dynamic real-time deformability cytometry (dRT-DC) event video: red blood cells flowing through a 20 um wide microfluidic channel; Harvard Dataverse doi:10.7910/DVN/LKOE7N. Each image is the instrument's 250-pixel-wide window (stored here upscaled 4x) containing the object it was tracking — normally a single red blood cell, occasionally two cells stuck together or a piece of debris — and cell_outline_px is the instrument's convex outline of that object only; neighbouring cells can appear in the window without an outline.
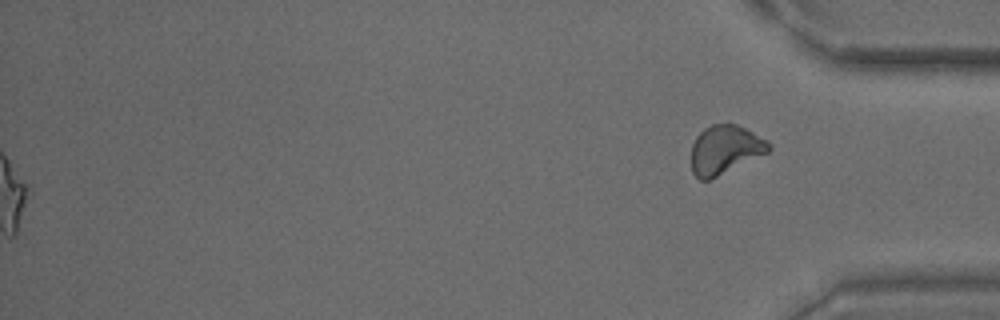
{"species": "common noctule bat (a hibernating species)", "species_latin": "Nyctalus noctula", "temperature_condition": "warm", "stored_images_in_passage": 52, "segment_of_instrument_passage": [2, 2], "camera_frame_rate_fps": 3000, "um_per_image_px": 0.085, "animal": {"sex": "male", "body_mass_g": 15.6}, "frame": {"image": 1, "passage_image": 52, "time_ms": 17.0, "image_size_px": [1000, 320], "cell_outline_px": [[772, 148], [768, 152], [708, 180], [700, 180], [692, 172], [692, 144], [696, 136], [704, 128], [712, 124], [736, 124], [768, 140], [772, 144]], "centroid_in_image_um": [61.63, 12.7], "position_along_channel_um": 373.6, "area_um2": 21.79}}